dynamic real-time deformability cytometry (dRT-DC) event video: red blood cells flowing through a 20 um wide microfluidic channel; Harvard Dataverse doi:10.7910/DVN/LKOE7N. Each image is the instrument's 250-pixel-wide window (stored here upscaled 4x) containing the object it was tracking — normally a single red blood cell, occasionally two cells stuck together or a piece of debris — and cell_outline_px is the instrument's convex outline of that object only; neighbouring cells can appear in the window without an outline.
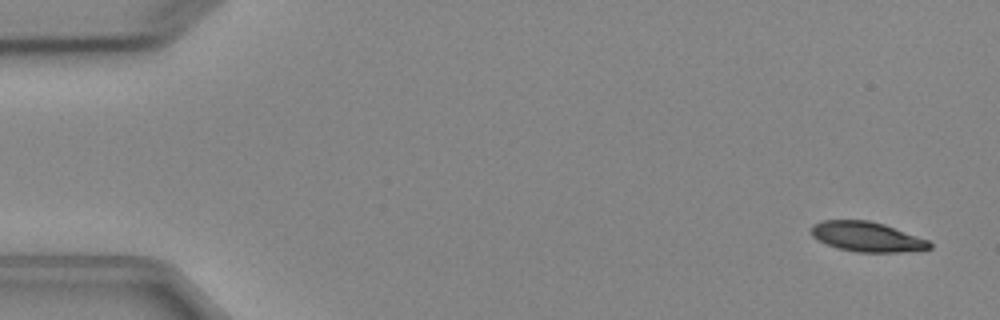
{"species": "Egyptian fruit bat (a non-hibernating species)", "species_latin": "Rousettus aegyptiacus", "temperature_condition": "cold", "stored_images_in_passage": 8, "camera_frame_rate_fps": 3000, "um_per_image_px": 0.085, "animal": {"sex": "female"}, "frame": {"image": 1, "passage_image": 1, "time_ms": 0.0, "image_size_px": [1000, 320], "cell_outline_px": [[932, 248], [900, 252], [856, 252], [840, 248], [828, 244], [812, 236], [812, 224], [820, 220], [868, 220], [884, 224], [928, 240], [932, 244]], "centroid_in_image_um": [73.69, 20.11], "position_along_channel_um": 11.3, "area_um2": 20.35}}
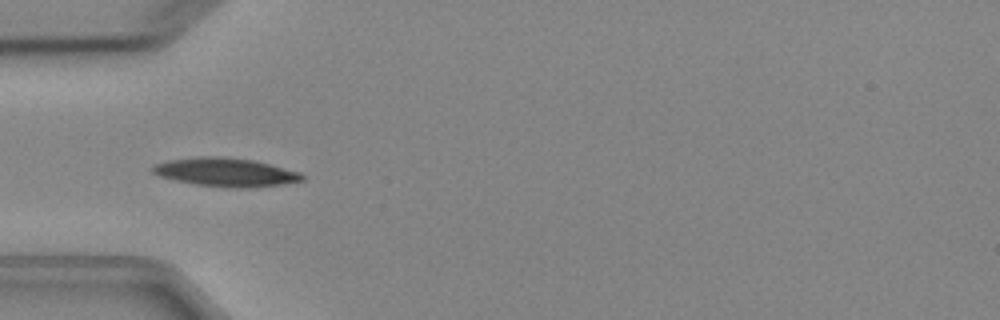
{"frame": {"image": 2, "passage_image": 5, "time_ms": 4.667, "image_size_px": [1000, 320], "cell_outline_px": [[304, 180], [280, 184], [252, 188], [228, 188], [196, 184], [176, 180], [160, 176], [152, 172], [152, 164], [168, 160], [196, 156], [224, 156], [252, 160], [300, 172], [304, 176]], "centroid_in_image_um": [19.14, 14.63], "position_along_channel_um": 65.9, "area_um2": 24.91}}
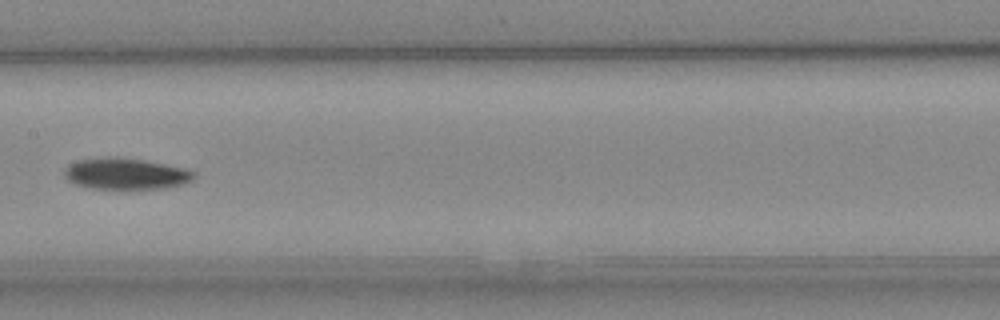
{"frame": {"image": 3, "passage_image": 8, "time_ms": 8.0, "image_size_px": [1000, 320], "cell_outline_px": [[196, 176], [192, 180], [184, 184], [168, 188], [92, 188], [76, 184], [68, 180], [64, 176], [64, 168], [80, 160], [144, 160], [184, 168], [196, 172]], "centroid_in_image_um": [10.78, 14.82], "position_along_channel_um": 196.6, "area_um2": 22.48}}